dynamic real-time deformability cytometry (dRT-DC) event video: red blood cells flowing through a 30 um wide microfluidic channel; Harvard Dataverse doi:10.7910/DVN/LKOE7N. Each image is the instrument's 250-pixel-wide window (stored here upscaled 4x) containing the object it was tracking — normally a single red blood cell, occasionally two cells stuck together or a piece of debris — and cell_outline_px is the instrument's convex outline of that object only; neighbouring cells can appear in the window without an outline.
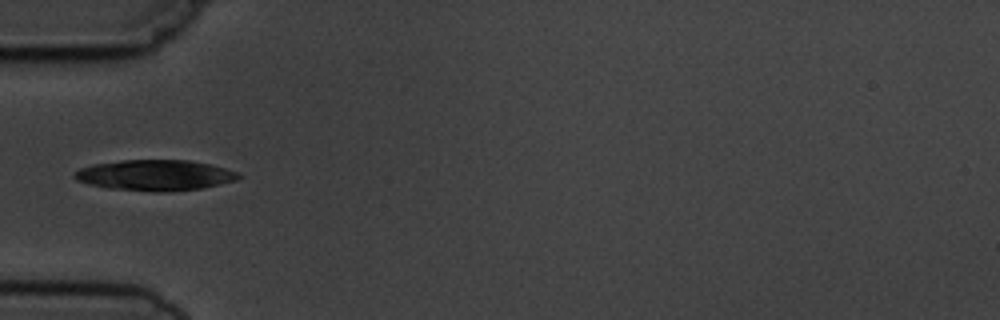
{"species": "common noctule bat (a hibernating species)", "species_latin": "Nyctalus noctula", "temperature_condition": "cold", "stored_images_in_passage": 5, "camera_frame_rate_fps": 3000, "um_per_image_px": 0.085, "animal": {"sex": "male", "body_mass_g": 19.5, "forearm_length_mm": 54.6}, "frame": {"image": 1, "passage_image": 5, "time_ms": 5.667, "image_size_px": [1000, 320], "cell_outline_px": [[244, 176], [236, 180], [220, 184], [200, 188], [164, 192], [156, 192], [108, 188], [88, 184], [76, 180], [72, 176], [72, 172], [80, 168], [92, 164], [120, 160], [188, 160], [212, 164], [236, 172]], "centroid_in_image_um": [13.14, 14.89], "position_along_channel_um": 71.9, "area_um2": 29.54}}